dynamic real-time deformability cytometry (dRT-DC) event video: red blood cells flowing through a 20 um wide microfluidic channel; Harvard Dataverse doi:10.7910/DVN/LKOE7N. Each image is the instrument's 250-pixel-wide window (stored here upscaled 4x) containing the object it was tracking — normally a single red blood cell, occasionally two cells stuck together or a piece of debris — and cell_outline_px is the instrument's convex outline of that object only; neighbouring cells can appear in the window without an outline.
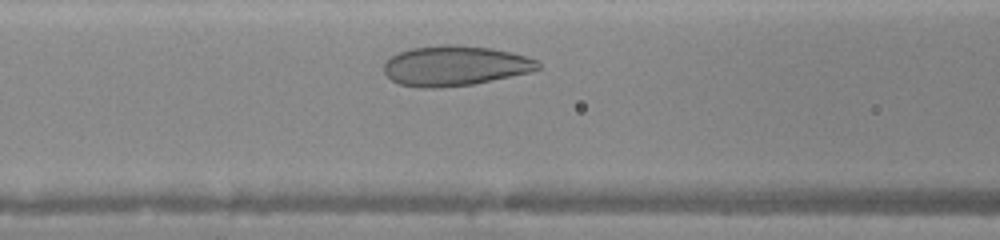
{"species": "human", "species_latin": "Homo sapiens", "temperature_condition": "warm", "stored_images_in_passage": 24, "camera_frame_rate_fps": 3000, "um_per_image_px": 0.085, "donor": {"sex": "female"}, "frame": {"image": 1, "passage_image": 6, "time_ms": 1.667, "image_size_px": [1000, 240], "cell_outline_px": [[540, 68], [532, 72], [472, 84], [436, 88], [420, 88], [400, 84], [392, 80], [384, 72], [384, 64], [392, 56], [400, 52], [412, 48], [444, 44], [452, 44], [492, 48], [524, 56], [536, 60], [540, 64]], "centroid_in_image_um": [38.67, 5.59], "position_along_channel_um": 127.9, "area_um2": 35.72}}
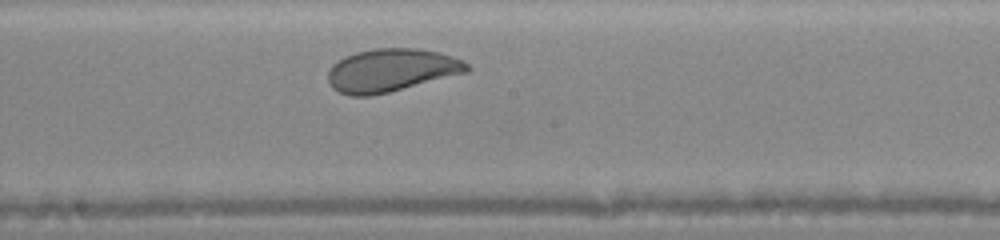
{"frame": {"image": 2, "passage_image": 12, "time_ms": 3.667, "image_size_px": [1000, 240], "cell_outline_px": [[472, 68], [468, 72], [372, 96], [348, 96], [332, 88], [328, 80], [328, 72], [332, 64], [344, 56], [356, 52], [376, 48], [416, 48], [440, 52], [452, 56], [468, 64]], "centroid_in_image_um": [33.24, 5.97], "position_along_channel_um": 215.0, "area_um2": 34.85}}
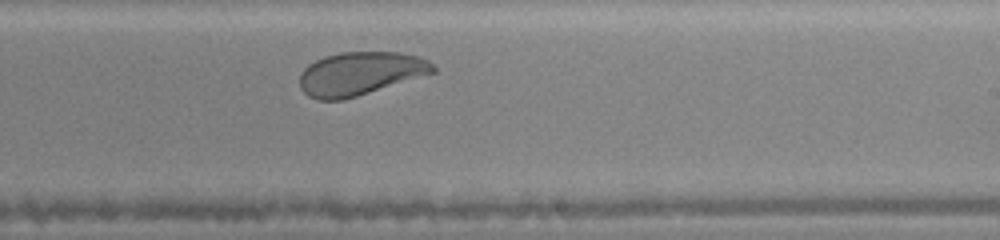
{"frame": {"image": 3, "passage_image": 15, "time_ms": 4.667, "image_size_px": [1000, 240], "cell_outline_px": [[436, 72], [344, 100], [316, 100], [308, 96], [300, 88], [300, 72], [308, 64], [324, 56], [340, 52], [400, 52], [420, 56], [428, 60], [436, 68]], "centroid_in_image_um": [30.6, 6.25], "position_along_channel_um": 258.4, "area_um2": 33.87}}